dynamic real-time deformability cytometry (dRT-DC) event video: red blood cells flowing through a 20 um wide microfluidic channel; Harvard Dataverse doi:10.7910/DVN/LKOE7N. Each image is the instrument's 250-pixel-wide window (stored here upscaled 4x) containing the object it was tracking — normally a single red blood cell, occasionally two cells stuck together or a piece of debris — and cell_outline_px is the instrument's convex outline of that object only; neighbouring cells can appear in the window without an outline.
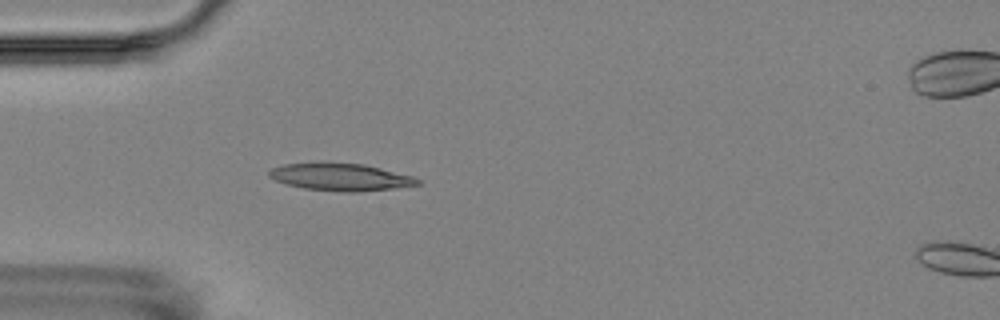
{"species": "Egyptian fruit bat (a non-hibernating species)", "species_latin": "Rousettus aegyptiacus", "temperature_condition": "room temperature", "stored_images_in_passage": 6, "camera_frame_rate_fps": 3000, "um_per_image_px": 0.085, "animal": {"sex": "female"}, "frame": {"image": 1, "passage_image": 5, "time_ms": 4.667, "image_size_px": [1000, 320], "cell_outline_px": [[420, 184], [392, 188], [356, 192], [344, 192], [304, 188], [284, 184], [268, 176], [268, 172], [272, 168], [284, 164], [312, 160], [364, 164], [412, 176], [420, 180]], "centroid_in_image_um": [28.85, 15.01], "position_along_channel_um": 56.1, "area_um2": 24.1}}